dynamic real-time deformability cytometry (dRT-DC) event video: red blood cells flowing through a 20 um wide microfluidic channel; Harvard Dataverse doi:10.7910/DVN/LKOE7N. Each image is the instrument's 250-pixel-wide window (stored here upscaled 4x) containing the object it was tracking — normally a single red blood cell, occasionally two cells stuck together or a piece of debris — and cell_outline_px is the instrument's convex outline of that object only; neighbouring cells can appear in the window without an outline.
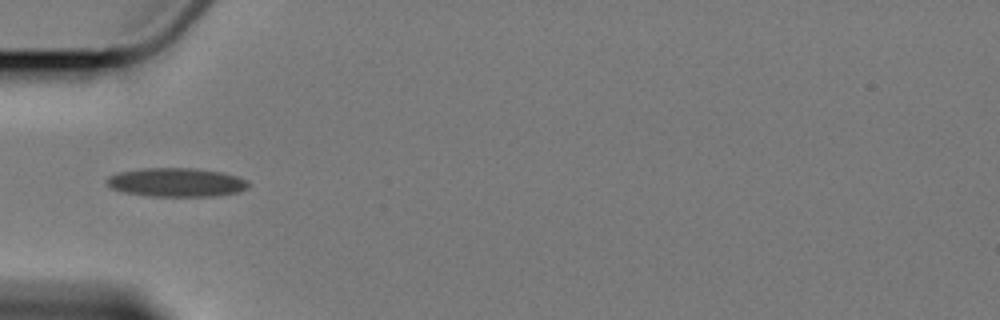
{"species": "Egyptian fruit bat (a non-hibernating species)", "species_latin": "Rousettus aegyptiacus", "temperature_condition": "cold", "stored_images_in_passage": 14, "camera_frame_rate_fps": 3000, "um_per_image_px": 0.085, "animal": {"sex": "female"}, "frame": {"image": 1, "passage_image": 4, "time_ms": 4.333, "image_size_px": [1000, 320], "cell_outline_px": [[248, 188], [236, 192], [212, 196], [152, 196], [124, 192], [112, 188], [108, 184], [108, 176], [120, 172], [144, 168], [196, 168], [220, 172], [236, 176], [248, 180]], "centroid_in_image_um": [15.01, 15.49], "position_along_channel_um": 70.0, "area_um2": 23.47}}
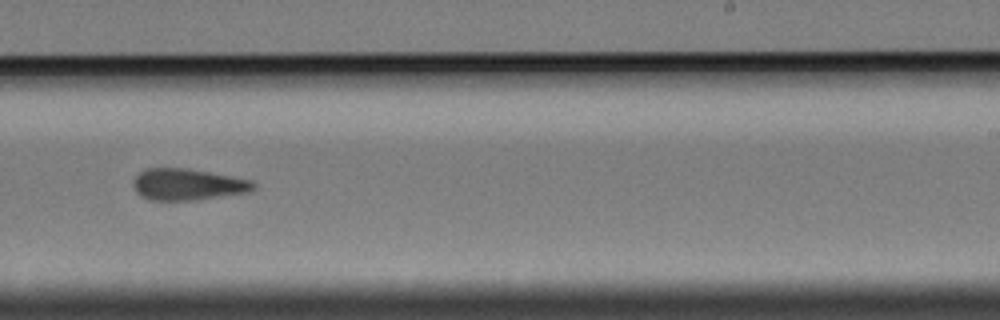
{"frame": {"image": 2, "passage_image": 9, "time_ms": 10.333, "image_size_px": [1000, 320], "cell_outline_px": [[256, 188], [248, 192], [196, 200], [148, 200], [140, 196], [132, 188], [132, 180], [144, 168], [184, 168], [208, 172], [252, 180], [256, 184]], "centroid_in_image_um": [15.9, 15.68], "position_along_channel_um": 273.1, "area_um2": 22.2}}
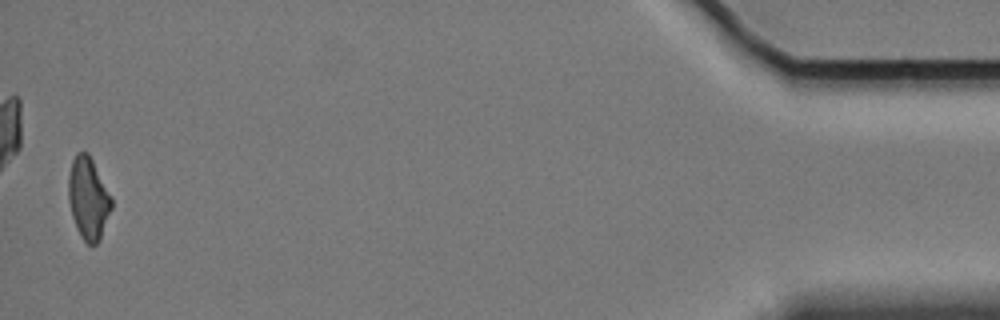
{"frame": {"image": 3, "passage_image": 14, "time_ms": 17.333, "image_size_px": [1000, 320], "cell_outline_px": [[112, 208], [100, 240], [96, 244], [88, 244], [80, 236], [76, 228], [72, 216], [68, 200], [68, 176], [72, 160], [76, 152], [88, 152], [112, 196]], "centroid_in_image_um": [7.5, 16.85], "position_along_channel_um": 427.7, "area_um2": 20.81}, "authors_computed_cell_mechanics": {"area_um2": 22.3686, "velocity_mm_per_s": 3.3778, "shape_relaxation_time_tau1_ms": null, "shape_relaxation_time_tau2_ms": 5.9815, "deformation_change_tau1": null, "deformation_change_tau2": 0.1201}}